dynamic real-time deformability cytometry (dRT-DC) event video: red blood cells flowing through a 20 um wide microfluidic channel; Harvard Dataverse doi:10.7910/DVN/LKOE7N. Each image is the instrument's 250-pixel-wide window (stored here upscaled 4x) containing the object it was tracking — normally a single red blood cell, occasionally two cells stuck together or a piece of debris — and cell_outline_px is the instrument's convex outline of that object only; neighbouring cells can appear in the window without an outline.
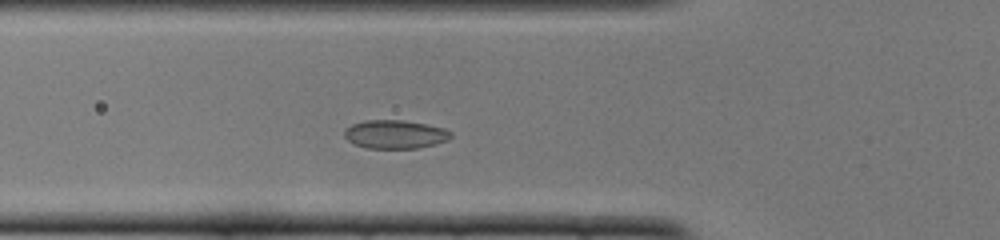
{"species": "common noctule bat (a hibernating species)", "species_latin": "Nyctalus noctula", "temperature_condition": "cold", "stored_images_in_passage": 39, "camera_frame_rate_fps": 3000, "um_per_image_px": 0.085, "animal": {"sex": "female", "body_mass_g": 22.0, "forearm_length_mm": 56.7}, "frame": {"image": 1, "passage_image": 9, "time_ms": 2.667, "image_size_px": [1000, 240], "cell_outline_px": [[452, 136], [448, 140], [436, 144], [416, 148], [364, 148], [352, 144], [344, 136], [344, 132], [352, 124], [364, 120], [404, 120], [428, 124], [444, 128], [452, 132]], "centroid_in_image_um": [33.59, 11.41], "position_along_channel_um": 92.2, "area_um2": 17.86}}
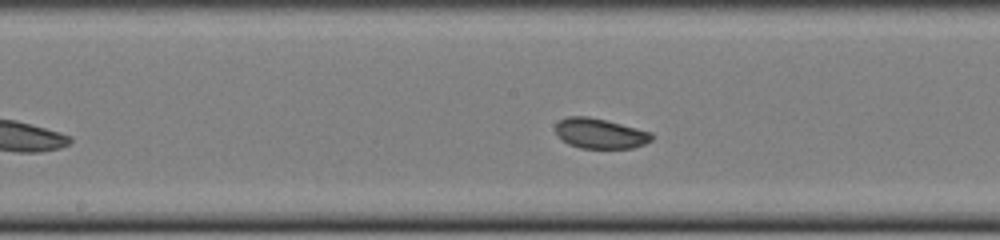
{"frame": {"image": 2, "passage_image": 17, "time_ms": 5.333, "image_size_px": [1000, 240], "cell_outline_px": [[652, 140], [644, 144], [632, 148], [580, 148], [568, 144], [556, 136], [556, 124], [560, 120], [568, 116], [588, 116], [652, 132]], "centroid_in_image_um": [50.98, 11.35], "position_along_channel_um": 197.2, "area_um2": 16.82}}
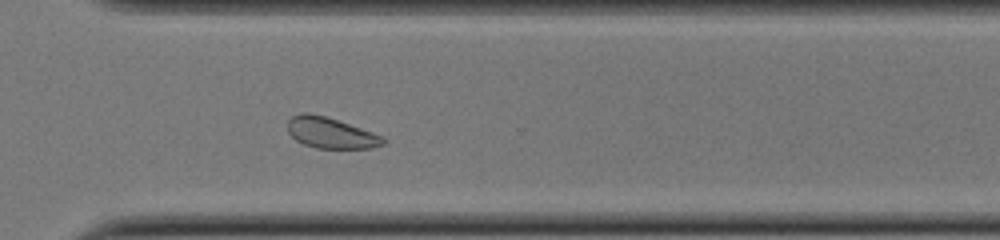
{"frame": {"image": 3, "passage_image": 28, "time_ms": 9.0, "image_size_px": [1000, 240], "cell_outline_px": [[384, 144], [372, 148], [316, 148], [304, 144], [296, 140], [288, 132], [288, 120], [292, 116], [304, 112], [308, 112], [324, 116], [384, 136]], "centroid_in_image_um": [28.09, 11.3], "position_along_channel_um": 342.5, "area_um2": 16.94}}